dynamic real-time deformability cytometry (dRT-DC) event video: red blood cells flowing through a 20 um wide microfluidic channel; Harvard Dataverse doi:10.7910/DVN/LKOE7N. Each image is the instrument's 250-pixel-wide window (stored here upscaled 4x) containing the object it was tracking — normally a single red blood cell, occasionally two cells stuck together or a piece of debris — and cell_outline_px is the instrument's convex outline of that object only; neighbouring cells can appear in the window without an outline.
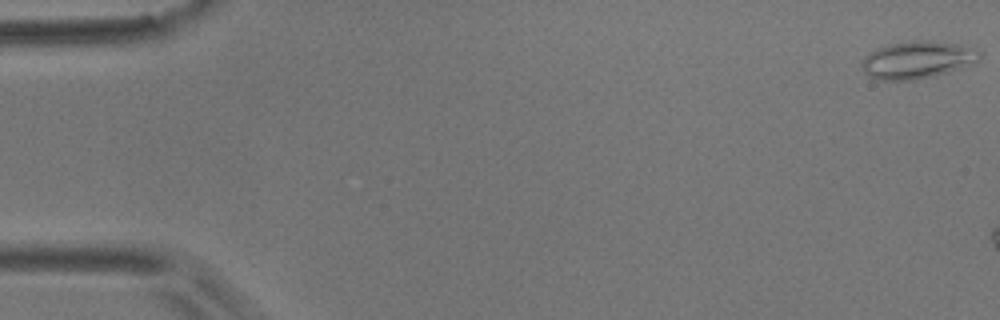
{"species": "common noctule bat (a hibernating species)", "species_latin": "Nyctalus noctula", "temperature_condition": "room temperature", "stored_images_in_passage": 3, "camera_frame_rate_fps": 3000, "um_per_image_px": 0.085, "animal": {"sex": "male", "body_mass_g": 17.9}, "frame": {"image": 1, "passage_image": 1, "time_ms": 0.0, "image_size_px": [1000, 320], "cell_outline_px": [[980, 56], [972, 64], [960, 68], [932, 76], [912, 80], [876, 80], [868, 76], [864, 72], [860, 64], [864, 56], [888, 44], [912, 40], [932, 40], [960, 44], [980, 52]], "centroid_in_image_um": [77.92, 5.08], "position_along_channel_um": 7.1, "area_um2": 25.55}}